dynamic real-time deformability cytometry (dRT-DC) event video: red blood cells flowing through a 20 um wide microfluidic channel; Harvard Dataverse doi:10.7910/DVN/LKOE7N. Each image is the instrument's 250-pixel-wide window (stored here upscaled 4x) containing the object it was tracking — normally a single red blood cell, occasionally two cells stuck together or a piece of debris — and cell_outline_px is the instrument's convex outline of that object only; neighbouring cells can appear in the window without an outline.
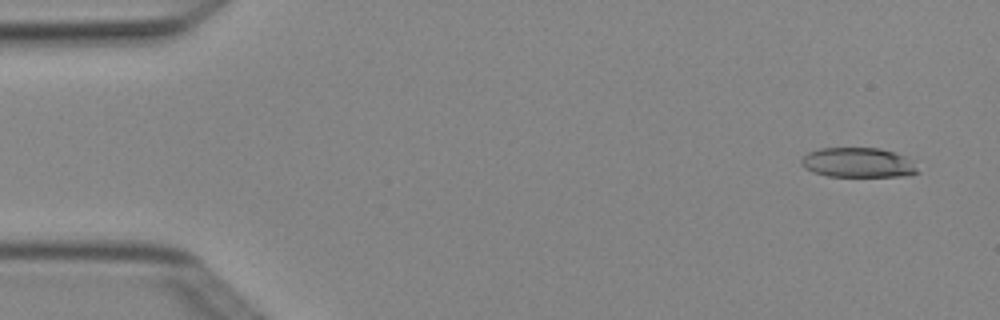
{"species": "Egyptian fruit bat (a non-hibernating species)", "species_latin": "Rousettus aegyptiacus", "temperature_condition": "cold", "stored_images_in_passage": 4, "camera_frame_rate_fps": 3000, "um_per_image_px": 0.085, "animal": {"sex": "female"}, "frame": {"image": 1, "passage_image": 1, "time_ms": 0.0, "image_size_px": [1000, 320], "cell_outline_px": [[920, 172], [908, 176], [828, 176], [812, 172], [804, 168], [800, 164], [800, 160], [808, 152], [820, 148], [880, 148], [904, 156], [912, 160]], "centroid_in_image_um": [72.92, 13.82], "position_along_channel_um": 12.1, "area_um2": 20.29}}
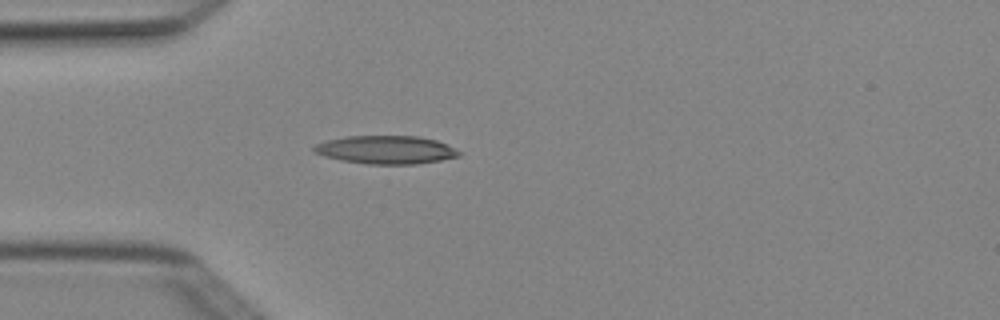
{"frame": {"image": 2, "passage_image": 4, "time_ms": 1.0, "image_size_px": [1000, 320], "cell_outline_px": [[460, 156], [440, 160], [416, 164], [368, 164], [344, 160], [324, 156], [312, 152], [312, 148], [316, 144], [328, 140], [344, 136], [416, 136], [436, 140], [448, 144], [460, 152]], "centroid_in_image_um": [32.8, 12.73], "position_along_channel_um": 52.2, "area_um2": 23.76}}